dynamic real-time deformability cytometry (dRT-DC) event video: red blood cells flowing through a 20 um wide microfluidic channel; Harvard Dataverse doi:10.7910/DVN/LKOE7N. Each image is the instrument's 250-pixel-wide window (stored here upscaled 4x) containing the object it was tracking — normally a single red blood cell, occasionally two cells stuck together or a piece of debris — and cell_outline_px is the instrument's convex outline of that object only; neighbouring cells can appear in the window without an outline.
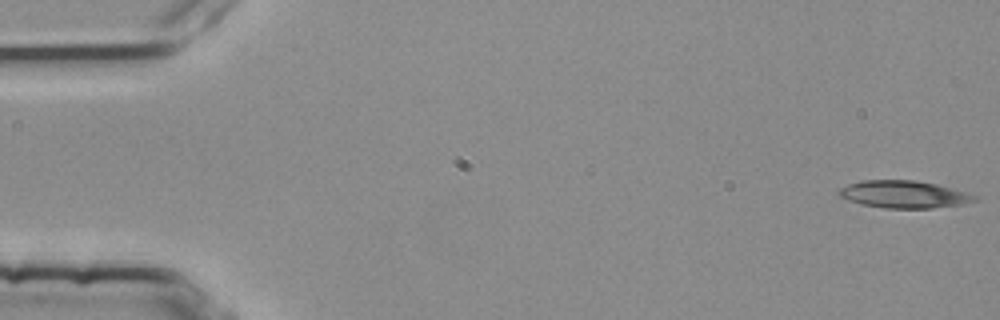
{"species": "common noctule bat (a hibernating species)", "species_latin": "Nyctalus noctula", "temperature_condition": "room temperature", "stored_images_in_passage": 54, "camera_frame_rate_fps": 3000, "um_per_image_px": 0.085, "animal": {"sex": "female", "body_mass_g": 25.1}, "frame": {"image": 1, "passage_image": 1, "time_ms": 0.0, "image_size_px": [1000, 320], "cell_outline_px": [[980, 196], [976, 200], [964, 204], [932, 208], [884, 208], [860, 204], [848, 200], [840, 196], [836, 192], [840, 188], [848, 184], [860, 180], [916, 180], [936, 184], [968, 192]], "centroid_in_image_um": [76.84, 16.51], "position_along_channel_um": 8.2, "area_um2": 21.85}}
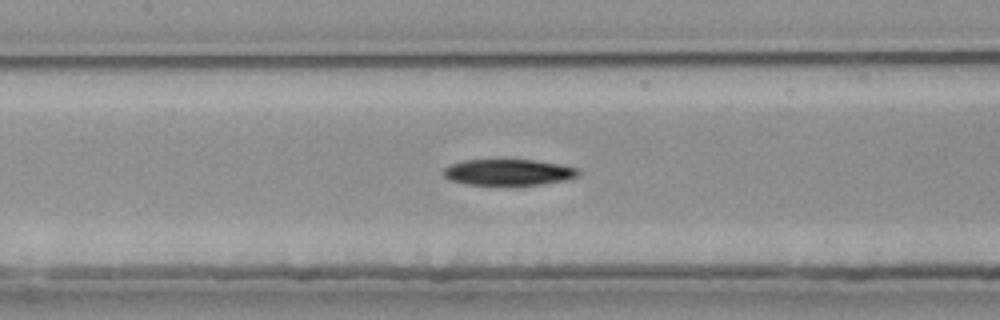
{"frame": {"image": 2, "passage_image": 25, "time_ms": 8.0, "image_size_px": [1000, 320], "cell_outline_px": [[580, 172], [576, 176], [564, 180], [536, 184], [468, 184], [452, 180], [444, 176], [444, 168], [452, 164], [464, 160], [536, 160], [560, 164], [580, 168]], "centroid_in_image_um": [43.24, 14.62], "position_along_channel_um": 164.2, "area_um2": 20.06}}
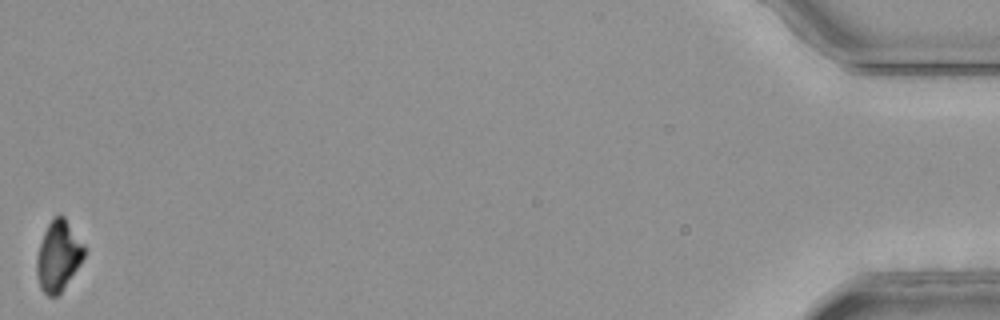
{"frame": {"image": 3, "passage_image": 54, "time_ms": 17.667, "image_size_px": [1000, 320], "cell_outline_px": [[88, 248], [80, 264], [60, 292], [56, 296], [48, 296], [40, 288], [36, 276], [36, 260], [40, 244], [44, 232], [52, 216], [64, 216]], "centroid_in_image_um": [4.97, 21.73], "position_along_channel_um": 430.2, "area_um2": 19.54}}